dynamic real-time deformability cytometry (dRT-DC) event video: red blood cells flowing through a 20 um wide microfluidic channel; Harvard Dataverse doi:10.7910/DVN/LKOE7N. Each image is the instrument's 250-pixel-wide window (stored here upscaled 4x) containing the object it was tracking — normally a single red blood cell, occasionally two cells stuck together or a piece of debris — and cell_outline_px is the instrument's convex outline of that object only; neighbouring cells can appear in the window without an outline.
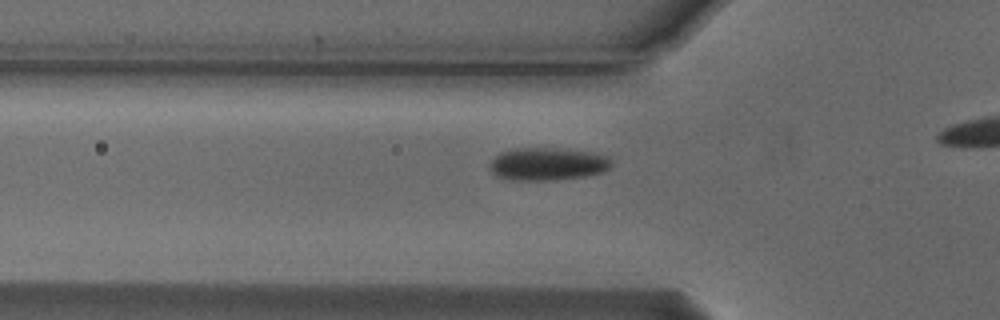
{"species": "Egyptian fruit bat (a non-hibernating species)", "species_latin": "Rousettus aegyptiacus", "temperature_condition": "cold", "stored_images_in_passage": 30, "camera_frame_rate_fps": 3000, "um_per_image_px": 0.085, "animal": {"sex": "male"}, "frame": {"image": 1, "passage_image": 11, "time_ms": 3.333, "image_size_px": [1000, 320], "cell_outline_px": [[612, 164], [604, 172], [588, 176], [556, 180], [512, 180], [496, 176], [492, 172], [492, 160], [500, 152], [516, 148], [548, 148], [592, 152], [608, 156], [612, 160]], "centroid_in_image_um": [46.59, 13.95], "position_along_channel_um": 79.2, "area_um2": 23.18}}
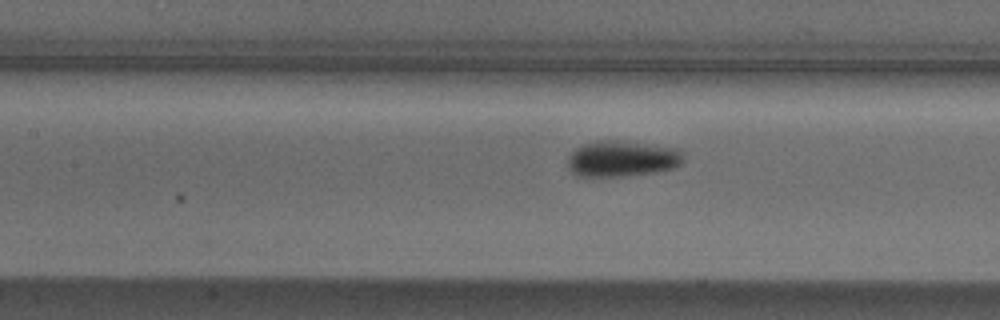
{"frame": {"image": 2, "passage_image": 17, "time_ms": 5.333, "image_size_px": [1000, 320], "cell_outline_px": [[684, 160], [676, 168], [652, 172], [620, 176], [576, 176], [568, 168], [568, 156], [576, 148], [584, 144], [596, 140], [616, 140], [680, 148], [684, 156]], "centroid_in_image_um": [52.89, 13.48], "position_along_channel_um": 154.5, "area_um2": 24.33}}
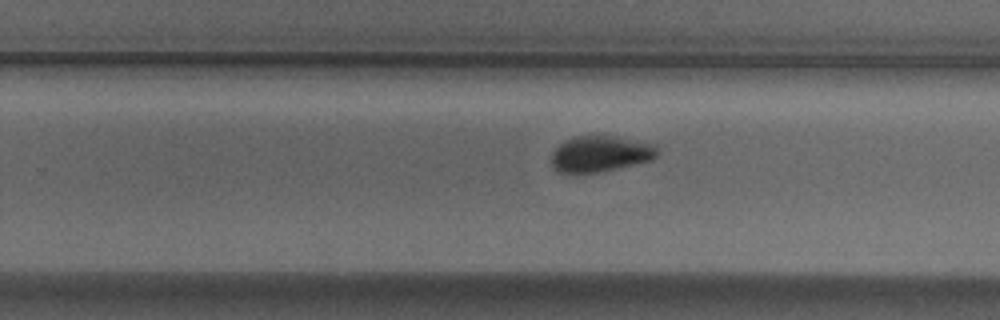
{"frame": {"image": 3, "passage_image": 27, "time_ms": 8.667, "image_size_px": [1000, 320], "cell_outline_px": [[656, 156], [652, 160], [600, 172], [560, 172], [552, 168], [552, 152], [564, 140], [572, 136], [612, 136], [656, 144]], "centroid_in_image_um": [51.01, 13.07], "position_along_channel_um": 278.8, "area_um2": 22.02}}